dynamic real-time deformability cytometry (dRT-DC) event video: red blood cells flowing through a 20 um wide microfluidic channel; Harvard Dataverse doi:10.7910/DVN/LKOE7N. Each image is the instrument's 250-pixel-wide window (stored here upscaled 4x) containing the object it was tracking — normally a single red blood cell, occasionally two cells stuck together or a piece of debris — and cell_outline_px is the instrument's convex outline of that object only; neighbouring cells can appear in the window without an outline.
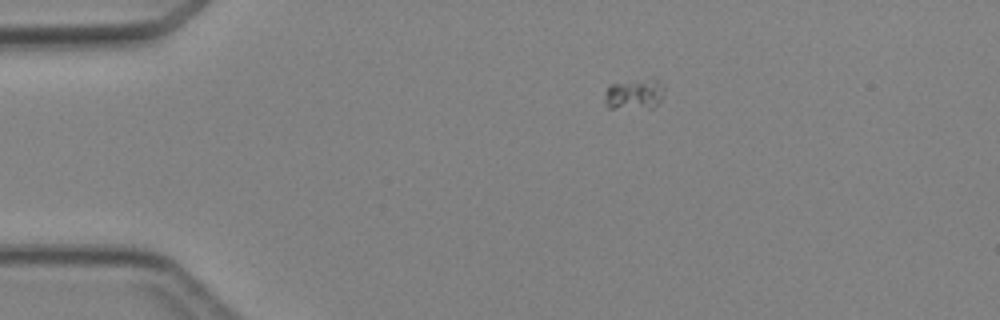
{"species": "Egyptian fruit bat (a non-hibernating species)", "species_latin": "Rousettus aegyptiacus", "temperature_condition": "cold", "stored_images_in_passage": 3, "camera_frame_rate_fps": 3000, "um_per_image_px": 0.085, "animal": {"sex": "female"}, "frame": {"image": 1, "passage_image": 1, "time_ms": 0.0, "image_size_px": [1000, 320], "cell_outline_px": [[664, 88], [660, 100], [652, 108], [608, 108], [604, 104], [604, 92], [612, 84], [656, 80], [660, 80], [664, 84]], "centroid_in_image_um": [53.89, 8.05], "position_along_channel_um": 31.1, "area_um2": 10.29}}